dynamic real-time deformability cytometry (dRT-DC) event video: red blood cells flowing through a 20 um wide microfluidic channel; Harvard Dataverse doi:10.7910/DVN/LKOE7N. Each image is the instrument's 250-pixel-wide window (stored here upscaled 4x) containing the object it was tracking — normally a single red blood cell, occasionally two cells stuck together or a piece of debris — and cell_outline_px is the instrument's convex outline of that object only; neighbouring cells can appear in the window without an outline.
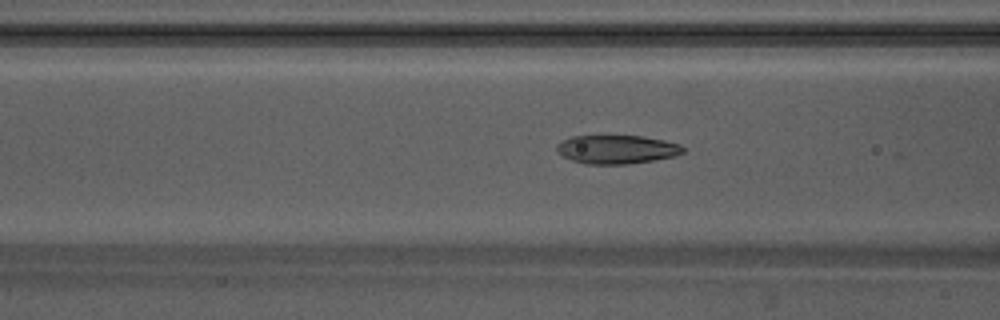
{"species": "Egyptian fruit bat (a non-hibernating species)", "species_latin": "Rousettus aegyptiacus", "temperature_condition": "warm", "stored_images_in_passage": 46, "camera_frame_rate_fps": 3000, "um_per_image_px": 0.085, "animal": {"sex": "male"}, "frame": {"image": 1, "passage_image": 19, "time_ms": 6.0, "image_size_px": [1000, 320], "cell_outline_px": [[684, 152], [676, 156], [628, 164], [584, 164], [572, 160], [556, 152], [556, 144], [572, 136], [640, 136], [664, 140], [680, 144], [684, 148]], "centroid_in_image_um": [52.42, 12.7], "position_along_channel_um": 114.2, "area_um2": 21.04}}
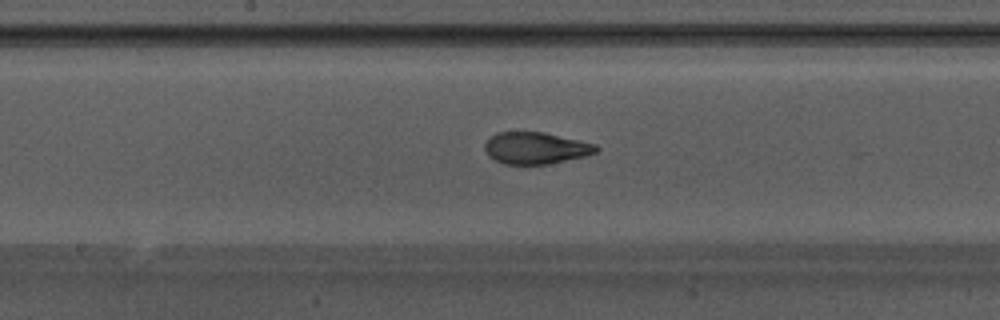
{"frame": {"image": 2, "passage_image": 26, "time_ms": 8.333, "image_size_px": [1000, 320], "cell_outline_px": [[600, 148], [596, 152], [588, 156], [548, 164], [504, 164], [488, 156], [484, 148], [484, 144], [496, 132], [544, 132], [596, 144]], "centroid_in_image_um": [45.56, 12.59], "position_along_channel_um": 202.6, "area_um2": 20.69}}
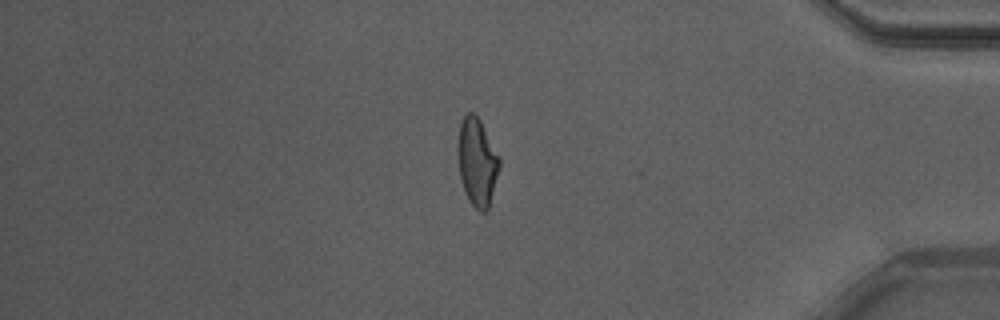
{"frame": {"image": 3, "passage_image": 44, "time_ms": 14.333, "image_size_px": [1000, 320], "cell_outline_px": [[500, 168], [488, 208], [484, 212], [480, 212], [472, 204], [464, 192], [460, 176], [456, 152], [456, 148], [460, 124], [464, 116], [468, 112], [472, 112], [480, 120], [500, 156]], "centroid_in_image_um": [40.54, 13.75], "position_along_channel_um": 394.7, "area_um2": 21.44}, "authors_computed_cell_mechanics": {"area_um2": 21.3571, "velocity_mm_per_s": 3.7911, "shape_relaxation_time_tau1_ms": 5.9361, "shape_relaxation_time_tau2_ms": 1.308, "deformation_change_tau1": 0.2231, "deformation_change_tau2": 0.0685}}